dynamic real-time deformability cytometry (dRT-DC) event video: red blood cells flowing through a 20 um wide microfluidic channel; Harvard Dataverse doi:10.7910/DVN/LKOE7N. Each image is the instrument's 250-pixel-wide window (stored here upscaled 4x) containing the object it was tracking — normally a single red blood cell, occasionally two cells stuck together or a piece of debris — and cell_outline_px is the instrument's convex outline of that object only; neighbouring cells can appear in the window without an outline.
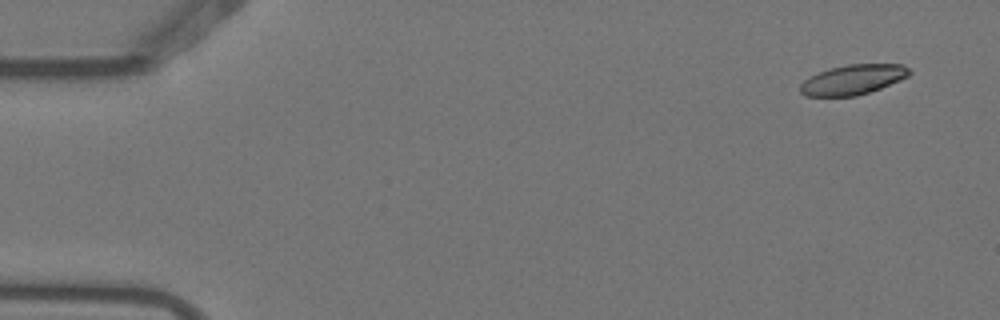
{"species": "Egyptian fruit bat (a non-hibernating species)", "species_latin": "Rousettus aegyptiacus", "temperature_condition": "warm", "stored_images_in_passage": 8, "camera_frame_rate_fps": 3000, "um_per_image_px": 0.085, "animal": {"sex": "female"}, "frame": {"image": 1, "passage_image": 1, "time_ms": 0.0, "image_size_px": [1000, 320], "cell_outline_px": [[912, 72], [908, 76], [900, 80], [880, 88], [856, 96], [804, 96], [800, 92], [800, 84], [804, 80], [828, 68], [848, 64], [904, 64]], "centroid_in_image_um": [72.5, 6.76], "position_along_channel_um": 12.5, "area_um2": 18.96}}
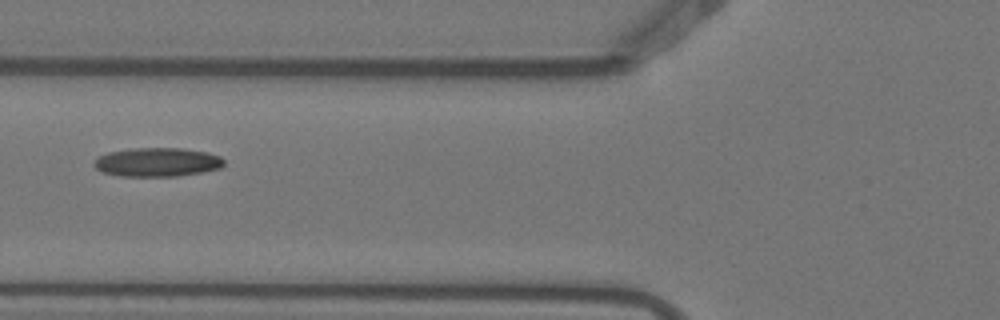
{"frame": {"image": 2, "passage_image": 6, "time_ms": 1.667, "image_size_px": [1000, 320], "cell_outline_px": [[224, 164], [220, 168], [200, 172], [176, 176], [120, 176], [104, 172], [96, 168], [96, 160], [100, 156], [108, 152], [136, 148], [180, 148], [208, 152], [220, 156], [224, 160]], "centroid_in_image_um": [13.41, 13.78], "position_along_channel_um": 112.4, "area_um2": 21.56}}
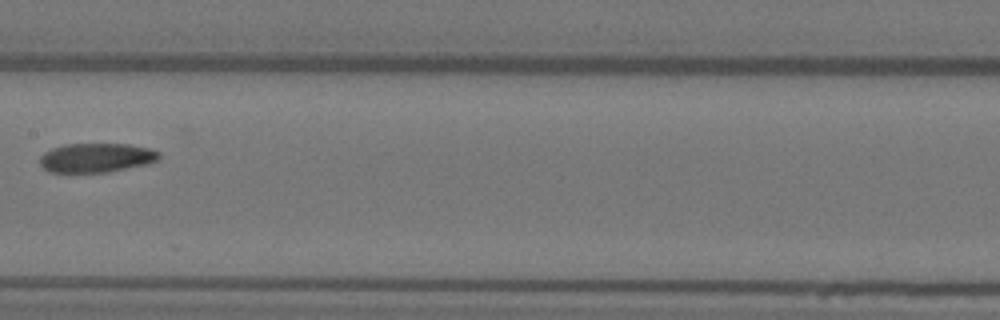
{"frame": {"image": 3, "passage_image": 8, "time_ms": 2.333, "image_size_px": [1000, 320], "cell_outline_px": [[160, 156], [156, 160], [144, 164], [108, 172], [52, 172], [44, 168], [40, 164], [40, 156], [44, 152], [52, 148], [64, 144], [128, 144], [148, 148], [160, 152]], "centroid_in_image_um": [8.15, 13.4], "position_along_channel_um": 199.2, "area_um2": 20.06}}